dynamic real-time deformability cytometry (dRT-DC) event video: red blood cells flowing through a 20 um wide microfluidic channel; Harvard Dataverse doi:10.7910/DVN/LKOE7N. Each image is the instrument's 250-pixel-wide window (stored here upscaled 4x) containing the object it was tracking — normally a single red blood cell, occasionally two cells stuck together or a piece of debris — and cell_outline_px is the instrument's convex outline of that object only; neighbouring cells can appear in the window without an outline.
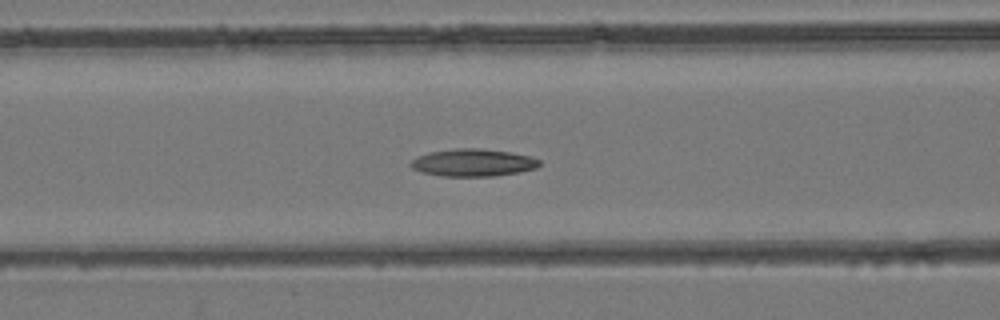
{"species": "common noctule bat (a hibernating species)", "species_latin": "Nyctalus noctula", "temperature_condition": "room temperature", "stored_images_in_passage": 49, "camera_frame_rate_fps": 3000, "um_per_image_px": 0.085, "animal": {"sex": "female", "body_mass_g": 24.6, "forearm_length_mm": 56.2}, "frame": {"image": 1, "passage_image": 20, "time_ms": 6.333, "image_size_px": [1000, 320], "cell_outline_px": [[540, 164], [536, 168], [520, 172], [496, 176], [444, 176], [420, 172], [412, 168], [408, 164], [416, 156], [428, 152], [456, 148], [480, 148], [512, 152], [532, 156], [540, 160]], "centroid_in_image_um": [40.21, 13.82], "position_along_channel_um": 126.4, "area_um2": 20.87}}
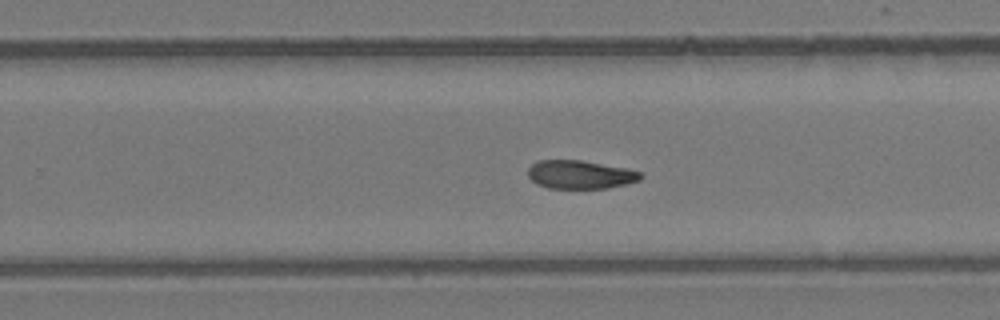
{"frame": {"image": 2, "passage_image": 31, "time_ms": 10.0, "image_size_px": [1000, 320], "cell_outline_px": [[644, 176], [640, 180], [628, 184], [608, 188], [548, 188], [536, 184], [528, 176], [528, 168], [536, 160], [580, 160], [628, 168], [640, 172]], "centroid_in_image_um": [49.33, 14.84], "position_along_channel_um": 280.5, "area_um2": 18.84}}
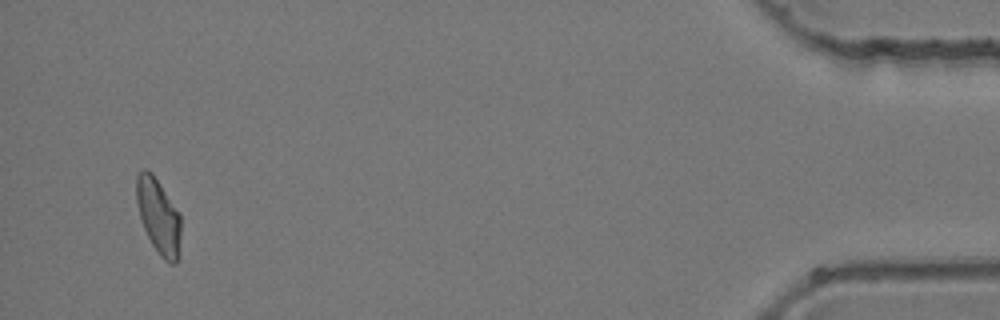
{"frame": {"image": 3, "passage_image": 47, "time_ms": 15.333, "image_size_px": [1000, 320], "cell_outline_px": [[180, 256], [176, 264], [168, 264], [160, 256], [152, 244], [144, 228], [140, 216], [136, 200], [136, 176], [144, 168], [152, 172], [180, 212]], "centroid_in_image_um": [13.5, 18.4], "position_along_channel_um": 421.7, "area_um2": 19.71}}